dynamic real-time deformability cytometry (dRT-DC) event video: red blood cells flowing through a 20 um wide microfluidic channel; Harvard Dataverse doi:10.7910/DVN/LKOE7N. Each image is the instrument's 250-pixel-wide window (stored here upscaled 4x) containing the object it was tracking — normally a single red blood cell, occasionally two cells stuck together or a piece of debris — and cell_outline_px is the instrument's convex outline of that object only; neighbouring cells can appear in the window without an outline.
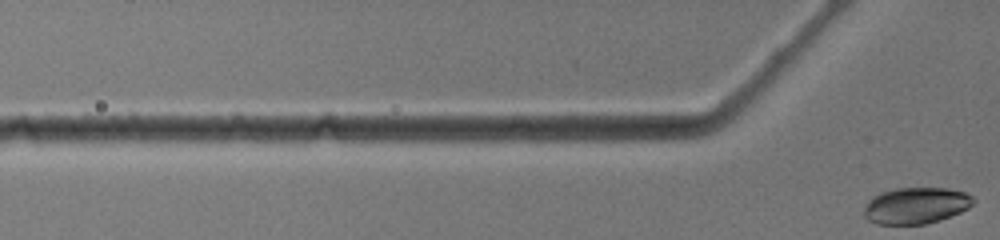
{"species": "common noctule bat (a hibernating species)", "species_latin": "Nyctalus noctula", "temperature_condition": "warm", "stored_images_in_passage": 2, "camera_frame_rate_fps": 3000, "um_per_image_px": 0.085, "animal": {"sex": "female", "body_mass_g": 19.0, "forearm_length_mm": 51.5}, "frame": {"image": 1, "passage_image": 2, "time_ms": 0.333, "image_size_px": [1000, 240], "cell_outline_px": [[976, 200], [968, 208], [960, 212], [940, 220], [924, 224], [876, 224], [868, 220], [864, 216], [864, 208], [868, 200], [872, 196], [880, 192], [896, 188], [948, 188], [964, 192], [972, 196]], "centroid_in_image_um": [77.84, 17.47], "position_along_channel_um": 48.0, "area_um2": 23.29}}